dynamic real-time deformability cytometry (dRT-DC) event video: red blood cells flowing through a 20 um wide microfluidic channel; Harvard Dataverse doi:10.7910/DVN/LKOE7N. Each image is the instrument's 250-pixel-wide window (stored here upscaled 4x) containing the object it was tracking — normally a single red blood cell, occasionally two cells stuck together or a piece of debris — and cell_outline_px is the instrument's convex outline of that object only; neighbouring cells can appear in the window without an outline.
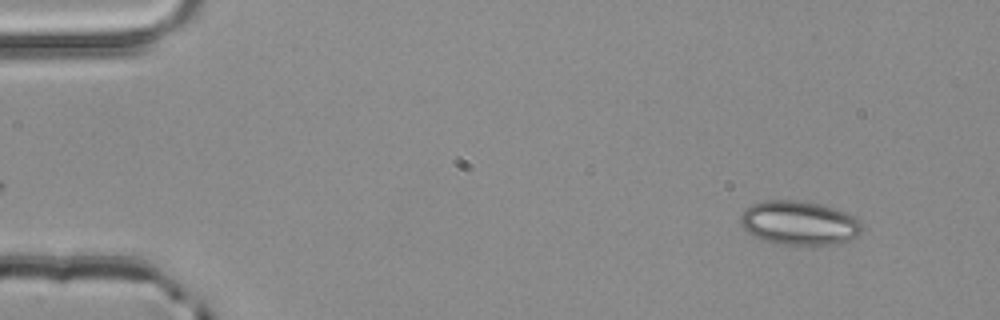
{"species": "common noctule bat (a hibernating species)", "species_latin": "Nyctalus noctula", "temperature_condition": "room temperature", "stored_images_in_passage": 2, "camera_frame_rate_fps": 3000, "um_per_image_px": 0.085, "animal": {"sex": "male", "body_mass_g": 20.4}, "frame": {"image": 1, "passage_image": 2, "time_ms": 0.333, "image_size_px": [1000, 320], "cell_outline_px": [[860, 232], [856, 236], [840, 244], [784, 244], [764, 240], [748, 232], [740, 224], [740, 216], [752, 204], [764, 200], [796, 200], [820, 204], [844, 212], [852, 216], [860, 224]], "centroid_in_image_um": [67.9, 18.94], "position_along_channel_um": 17.1, "area_um2": 30.52}}